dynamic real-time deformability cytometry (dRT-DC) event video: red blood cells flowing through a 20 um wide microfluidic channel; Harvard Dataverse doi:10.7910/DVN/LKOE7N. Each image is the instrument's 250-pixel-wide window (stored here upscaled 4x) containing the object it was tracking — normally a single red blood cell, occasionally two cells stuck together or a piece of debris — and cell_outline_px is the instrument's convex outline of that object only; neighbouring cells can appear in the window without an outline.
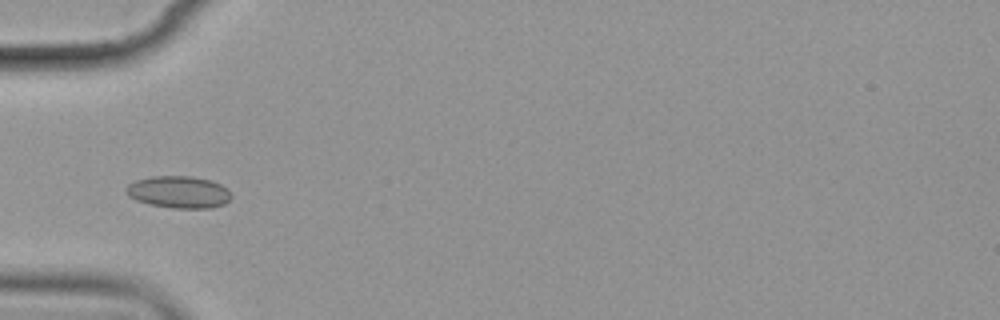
{"species": "common noctule bat (a hibernating species)", "species_latin": "Nyctalus noctula", "temperature_condition": "cold", "stored_images_in_passage": 6, "camera_frame_rate_fps": 3000, "um_per_image_px": 0.085, "animal": {"sex": "female", "body_mass_g": 19.9}, "frame": {"image": 1, "passage_image": 4, "time_ms": 4.333, "image_size_px": [1000, 320], "cell_outline_px": [[232, 196], [224, 204], [212, 208], [172, 208], [148, 204], [136, 200], [128, 196], [124, 188], [128, 184], [136, 180], [152, 176], [192, 176], [212, 180], [228, 188]], "centroid_in_image_um": [15.19, 16.32], "position_along_channel_um": 69.8, "area_um2": 19.88}}
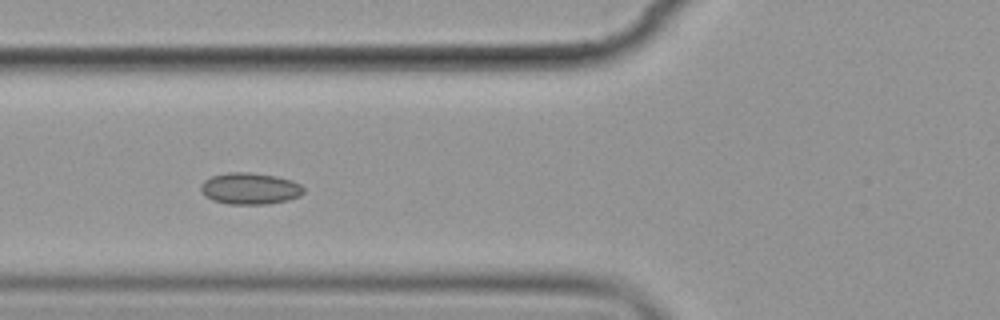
{"frame": {"image": 2, "passage_image": 5, "time_ms": 5.333, "image_size_px": [1000, 320], "cell_outline_px": [[304, 192], [300, 196], [288, 200], [268, 204], [228, 204], [212, 200], [200, 188], [200, 184], [204, 180], [212, 176], [228, 172], [248, 172], [276, 176], [292, 180], [300, 184], [304, 188]], "centroid_in_image_um": [21.27, 16.02], "position_along_channel_um": 104.5, "area_um2": 18.9}}
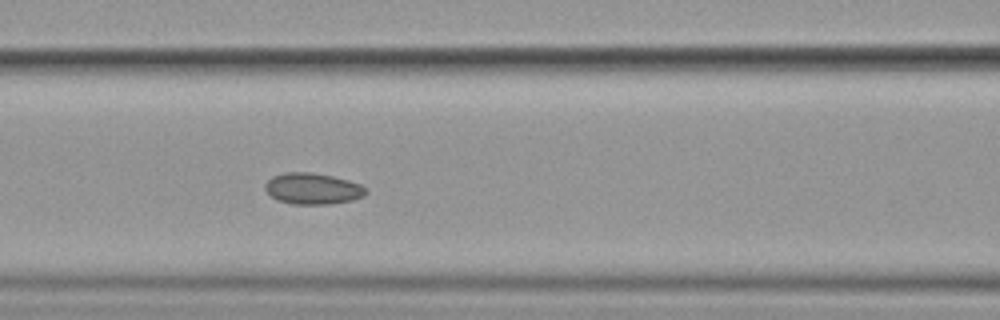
{"frame": {"image": 3, "passage_image": 6, "time_ms": 6.333, "image_size_px": [1000, 320], "cell_outline_px": [[368, 192], [364, 196], [352, 200], [332, 204], [292, 204], [280, 200], [272, 196], [264, 188], [264, 184], [272, 176], [284, 172], [312, 172], [332, 176], [348, 180], [360, 184], [368, 188]], "centroid_in_image_um": [26.61, 16.03], "position_along_channel_um": 140.0, "area_um2": 18.44}}